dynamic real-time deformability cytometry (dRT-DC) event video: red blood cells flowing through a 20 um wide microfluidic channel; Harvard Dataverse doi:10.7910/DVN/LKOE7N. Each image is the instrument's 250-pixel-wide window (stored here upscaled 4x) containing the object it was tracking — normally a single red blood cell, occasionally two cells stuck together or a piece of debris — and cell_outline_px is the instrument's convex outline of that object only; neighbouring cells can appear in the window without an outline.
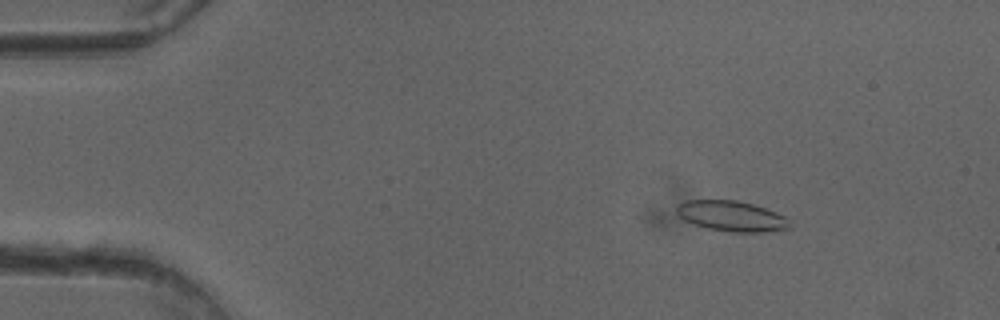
{"species": "common noctule bat (a hibernating species)", "species_latin": "Nyctalus noctula", "temperature_condition": "cold", "stored_images_in_passage": 21, "camera_frame_rate_fps": 3000, "um_per_image_px": 0.085, "animal": {"sex": "female"}, "frame": {"image": 1, "passage_image": 2, "time_ms": 0.333, "image_size_px": [1000, 320], "cell_outline_px": [[788, 228], [764, 232], [732, 232], [708, 228], [692, 224], [684, 220], [676, 212], [676, 204], [684, 200], [736, 200], [752, 204], [776, 212], [784, 216], [788, 220]], "centroid_in_image_um": [62.11, 18.36], "position_along_channel_um": 22.9, "area_um2": 19.94}}
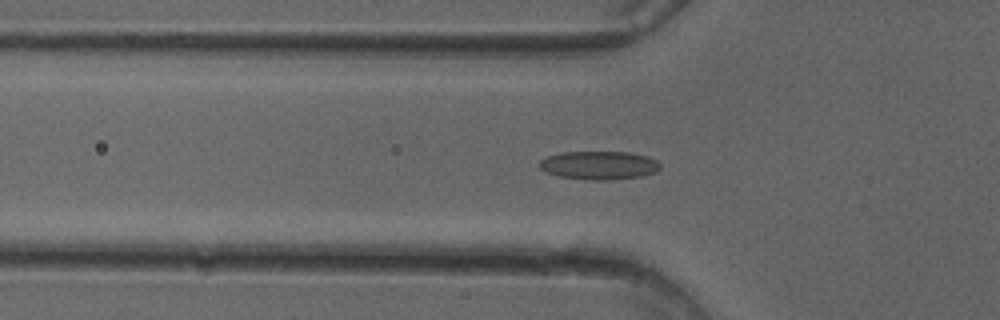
{"frame": {"image": 2, "passage_image": 12, "time_ms": 3.667, "image_size_px": [1000, 320], "cell_outline_px": [[660, 168], [656, 172], [644, 176], [608, 180], [592, 180], [560, 176], [544, 172], [540, 168], [540, 160], [548, 156], [560, 152], [628, 152], [648, 156], [656, 160], [660, 164]], "centroid_in_image_um": [50.94, 14.05], "position_along_channel_um": 74.9, "area_um2": 20.06}}
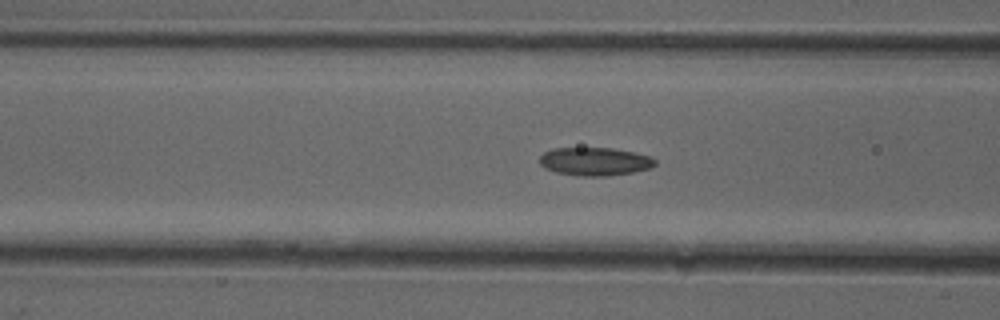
{"frame": {"image": 3, "passage_image": 15, "time_ms": 4.667, "image_size_px": [1000, 320], "cell_outline_px": [[656, 164], [652, 168], [632, 172], [608, 176], [580, 176], [556, 172], [544, 168], [540, 164], [540, 156], [544, 152], [552, 148], [612, 148], [636, 152], [652, 156], [656, 160]], "centroid_in_image_um": [50.59, 13.72], "position_along_channel_um": 116.0, "area_um2": 19.19}}